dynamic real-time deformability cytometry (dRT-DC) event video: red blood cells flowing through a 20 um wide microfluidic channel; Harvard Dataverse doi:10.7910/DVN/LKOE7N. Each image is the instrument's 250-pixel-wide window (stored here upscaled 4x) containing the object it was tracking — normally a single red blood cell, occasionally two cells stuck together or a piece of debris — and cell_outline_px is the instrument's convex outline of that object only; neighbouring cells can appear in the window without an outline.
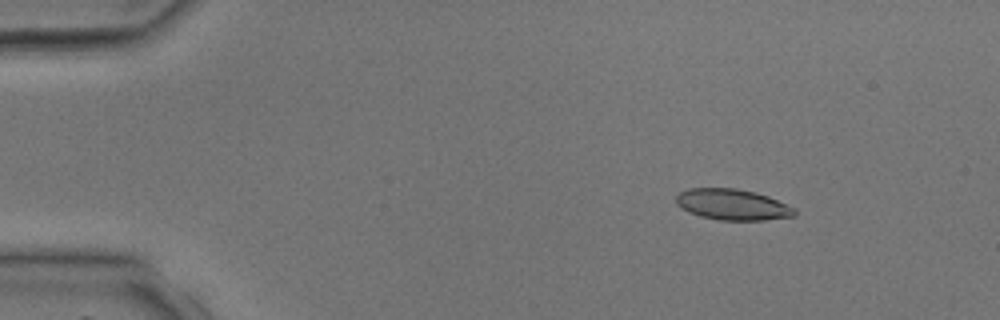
{"species": "common noctule bat (a hibernating species)", "species_latin": "Nyctalus noctula", "temperature_condition": "room temperature", "stored_images_in_passage": 39, "camera_frame_rate_fps": 3000, "um_per_image_px": 0.085, "animal": {"sex": "male", "body_mass_g": 17.9, "forearm_length_mm": 54.2}, "frame": {"image": 1, "passage_image": 5, "time_ms": 1.333, "image_size_px": [1000, 320], "cell_outline_px": [[796, 212], [792, 216], [764, 220], [720, 220], [700, 216], [688, 212], [680, 208], [676, 204], [676, 196], [680, 192], [688, 188], [736, 188], [756, 192], [768, 196], [796, 208]], "centroid_in_image_um": [62.23, 17.38], "position_along_channel_um": 22.8, "area_um2": 21.44}}
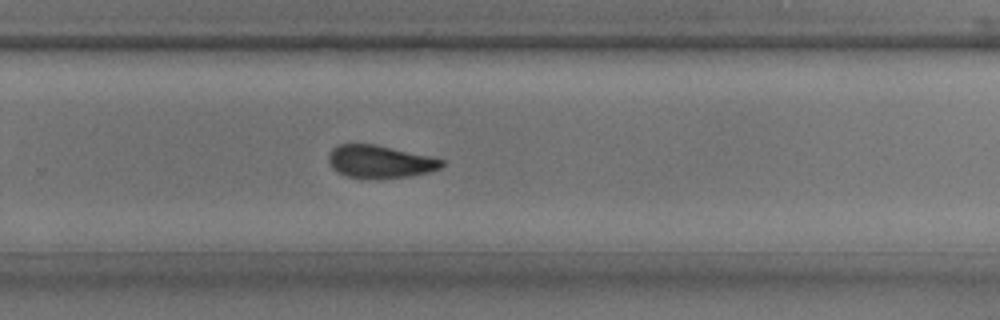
{"frame": {"image": 2, "passage_image": 26, "time_ms": 8.333, "image_size_px": [1000, 320], "cell_outline_px": [[444, 164], [440, 168], [428, 172], [404, 176], [348, 176], [336, 172], [332, 168], [328, 160], [328, 152], [332, 148], [340, 144], [376, 144], [432, 156], [444, 160]], "centroid_in_image_um": [32.28, 13.68], "position_along_channel_um": 297.5, "area_um2": 21.04}}
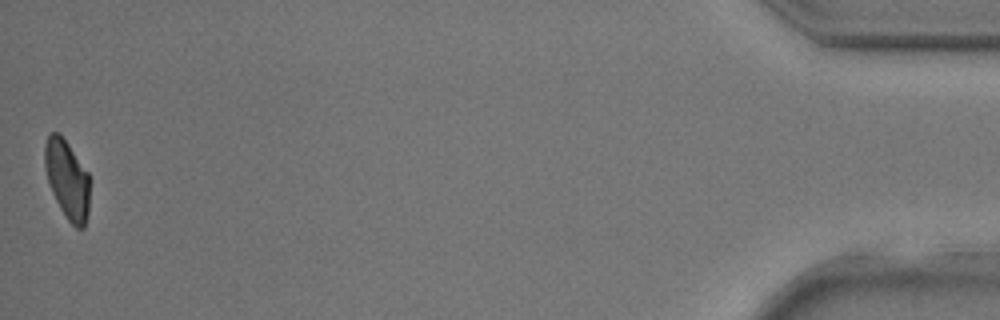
{"frame": {"image": 3, "passage_image": 39, "time_ms": 12.667, "image_size_px": [1000, 320], "cell_outline_px": [[88, 212], [84, 228], [76, 228], [68, 220], [60, 208], [52, 192], [44, 168], [44, 144], [48, 136], [52, 132], [60, 132], [88, 172]], "centroid_in_image_um": [5.69, 15.22], "position_along_channel_um": 429.5, "area_um2": 20.52}}